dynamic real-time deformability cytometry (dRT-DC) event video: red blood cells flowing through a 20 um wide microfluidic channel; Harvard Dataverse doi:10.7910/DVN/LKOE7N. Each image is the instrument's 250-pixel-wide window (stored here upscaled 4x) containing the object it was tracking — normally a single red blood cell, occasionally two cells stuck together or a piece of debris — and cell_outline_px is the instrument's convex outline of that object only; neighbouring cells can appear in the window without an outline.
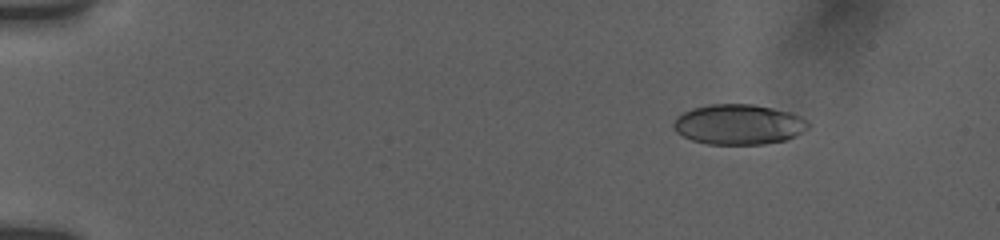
{"species": "human", "species_latin": "Homo sapiens", "temperature_condition": "room temperature", "stored_images_in_passage": 53, "camera_frame_rate_fps": 3000, "um_per_image_px": 0.085, "donor": {"sex": "female"}, "frame": {"image": 1, "passage_image": 5, "time_ms": 1.0, "image_size_px": [1000, 240], "cell_outline_px": [[808, 128], [796, 136], [784, 140], [764, 144], [708, 144], [692, 140], [676, 132], [672, 124], [676, 116], [692, 108], [708, 104], [752, 104], [792, 112], [800, 116], [808, 124]], "centroid_in_image_um": [62.76, 10.57], "position_along_channel_um": 22.2, "area_um2": 31.56}}
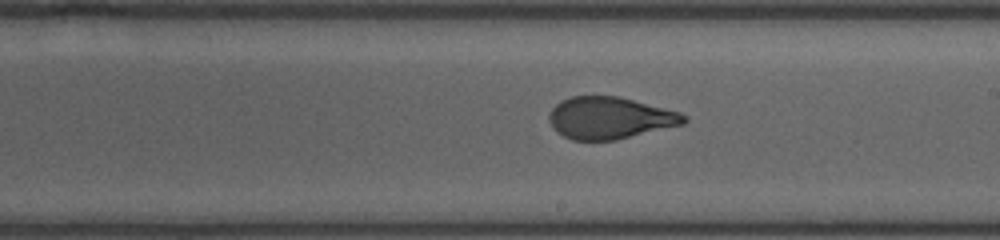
{"frame": {"image": 2, "passage_image": 30, "time_ms": 9.667, "image_size_px": [1000, 240], "cell_outline_px": [[688, 120], [684, 124], [616, 140], [572, 140], [556, 132], [548, 116], [552, 108], [560, 100], [572, 96], [620, 96], [680, 112], [688, 116]], "centroid_in_image_um": [51.86, 10.02], "position_along_channel_um": 237.1, "area_um2": 33.06}}
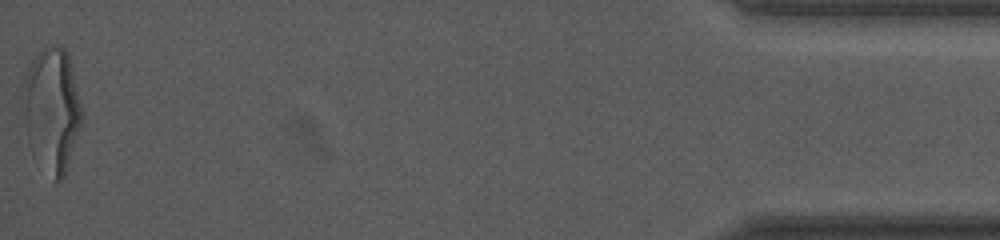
{"frame": {"image": 3, "passage_image": 53, "time_ms": 17.0, "image_size_px": [1000, 240], "cell_outline_px": [[80, 124], [64, 176], [56, 184], [28, 144], [20, 96], [24, 80], [28, 68], [32, 60], [44, 44], [60, 44], [68, 52], [72, 68], [80, 104]], "centroid_in_image_um": [4.36, 9.23], "position_along_channel_um": 430.8, "area_um2": 42.25}, "authors_computed_cell_mechanics": {"area_um2": 33.6974, "velocity_mm_per_s": 3.7881, "shape_relaxation_time_tau1_ms": 4.8708, "shape_relaxation_time_tau2_ms": 0.8523, "deformation_change_tau1": 0.1979, "deformation_change_tau2": 0.0774}}